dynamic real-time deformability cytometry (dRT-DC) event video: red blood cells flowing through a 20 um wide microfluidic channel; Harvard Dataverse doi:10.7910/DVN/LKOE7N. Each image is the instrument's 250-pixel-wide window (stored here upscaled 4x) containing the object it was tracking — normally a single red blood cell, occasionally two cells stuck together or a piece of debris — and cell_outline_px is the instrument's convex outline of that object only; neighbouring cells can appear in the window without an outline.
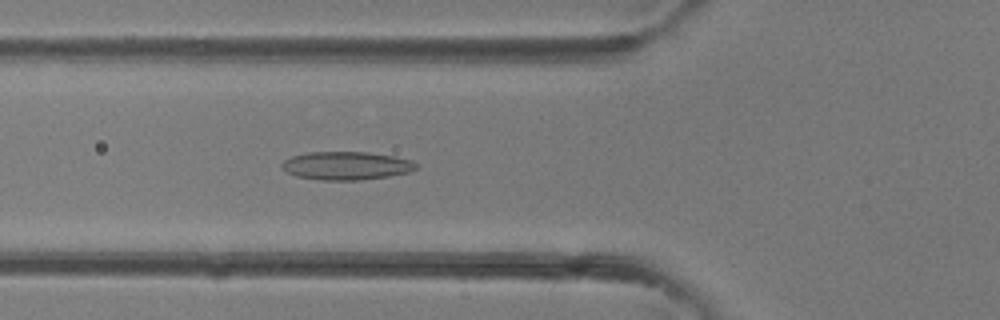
{"species": "common noctule bat (a hibernating species)", "species_latin": "Nyctalus noctula", "temperature_condition": "room temperature", "stored_images_in_passage": 41, "camera_frame_rate_fps": 3000, "um_per_image_px": 0.085, "animal": {"sex": "female"}, "frame": {"image": 1, "passage_image": 15, "time_ms": 4.667, "image_size_px": [1000, 320], "cell_outline_px": [[416, 168], [412, 172], [388, 176], [360, 180], [320, 180], [296, 176], [280, 168], [280, 164], [284, 160], [292, 156], [308, 152], [368, 152], [396, 156], [412, 160], [416, 164]], "centroid_in_image_um": [29.44, 14.08], "position_along_channel_um": 96.4, "area_um2": 22.25}}
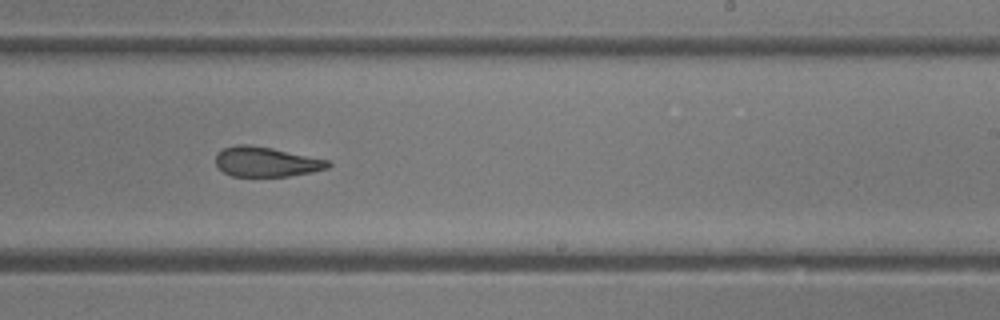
{"frame": {"image": 2, "passage_image": 25, "time_ms": 8.0, "image_size_px": [1000, 320], "cell_outline_px": [[332, 164], [328, 168], [312, 172], [288, 176], [232, 176], [224, 172], [216, 164], [216, 156], [224, 148], [236, 144], [244, 144], [272, 148], [328, 160]], "centroid_in_image_um": [22.64, 13.76], "position_along_channel_um": 266.4, "area_um2": 19.31}}
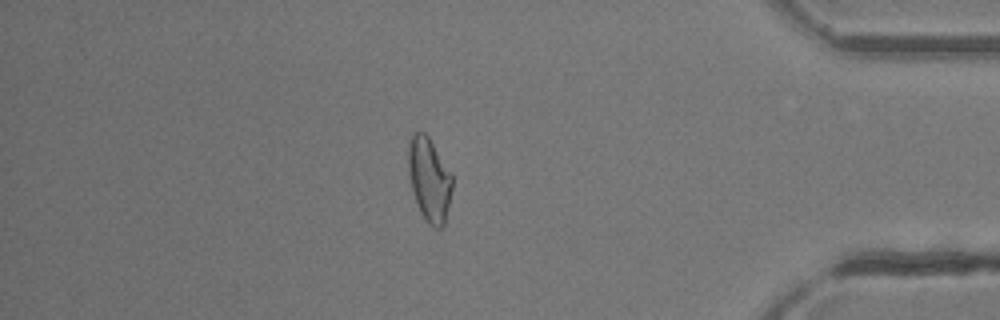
{"frame": {"image": 3, "passage_image": 35, "time_ms": 11.333, "image_size_px": [1000, 320], "cell_outline_px": [[452, 188], [444, 224], [440, 228], [432, 228], [428, 224], [420, 212], [412, 192], [408, 172], [408, 140], [412, 132], [424, 132], [428, 136], [452, 176]], "centroid_in_image_um": [36.45, 15.25], "position_along_channel_um": 398.8, "area_um2": 21.39}}